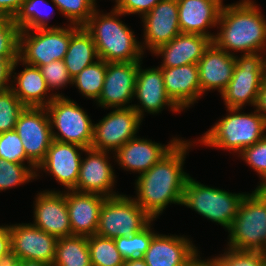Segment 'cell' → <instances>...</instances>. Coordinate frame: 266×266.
Segmentation results:
<instances>
[{"label":"cell","instance_id":"f35d334b","mask_svg":"<svg viewBox=\"0 0 266 266\" xmlns=\"http://www.w3.org/2000/svg\"><path fill=\"white\" fill-rule=\"evenodd\" d=\"M0 159L9 162L34 165L26 156L22 140L15 130L0 133Z\"/></svg>","mask_w":266,"mask_h":266},{"label":"cell","instance_id":"6da1fadb","mask_svg":"<svg viewBox=\"0 0 266 266\" xmlns=\"http://www.w3.org/2000/svg\"><path fill=\"white\" fill-rule=\"evenodd\" d=\"M192 142L195 144L181 138L167 155L135 180L137 197L133 199L152 219L158 218L169 203L181 205L190 176L183 165Z\"/></svg>","mask_w":266,"mask_h":266},{"label":"cell","instance_id":"bcb514c9","mask_svg":"<svg viewBox=\"0 0 266 266\" xmlns=\"http://www.w3.org/2000/svg\"><path fill=\"white\" fill-rule=\"evenodd\" d=\"M266 120V76L264 77L259 94L256 106L254 107Z\"/></svg>","mask_w":266,"mask_h":266},{"label":"cell","instance_id":"7c38bea8","mask_svg":"<svg viewBox=\"0 0 266 266\" xmlns=\"http://www.w3.org/2000/svg\"><path fill=\"white\" fill-rule=\"evenodd\" d=\"M140 115L131 108H116L94 124L91 148L114 153L136 137L142 123Z\"/></svg>","mask_w":266,"mask_h":266},{"label":"cell","instance_id":"e575fe53","mask_svg":"<svg viewBox=\"0 0 266 266\" xmlns=\"http://www.w3.org/2000/svg\"><path fill=\"white\" fill-rule=\"evenodd\" d=\"M70 25L83 27L97 9L96 0H51Z\"/></svg>","mask_w":266,"mask_h":266},{"label":"cell","instance_id":"52a82bcc","mask_svg":"<svg viewBox=\"0 0 266 266\" xmlns=\"http://www.w3.org/2000/svg\"><path fill=\"white\" fill-rule=\"evenodd\" d=\"M79 28L68 24L67 27L20 31L18 58L37 67L64 60L70 38Z\"/></svg>","mask_w":266,"mask_h":266},{"label":"cell","instance_id":"8fae6325","mask_svg":"<svg viewBox=\"0 0 266 266\" xmlns=\"http://www.w3.org/2000/svg\"><path fill=\"white\" fill-rule=\"evenodd\" d=\"M10 226L11 252L29 266H52L58 238L32 223Z\"/></svg>","mask_w":266,"mask_h":266},{"label":"cell","instance_id":"c3c4849f","mask_svg":"<svg viewBox=\"0 0 266 266\" xmlns=\"http://www.w3.org/2000/svg\"><path fill=\"white\" fill-rule=\"evenodd\" d=\"M123 266H147V265L143 257H137L125 260Z\"/></svg>","mask_w":266,"mask_h":266},{"label":"cell","instance_id":"8d00e7d4","mask_svg":"<svg viewBox=\"0 0 266 266\" xmlns=\"http://www.w3.org/2000/svg\"><path fill=\"white\" fill-rule=\"evenodd\" d=\"M223 254H219L210 260L216 266H262L266 260V253L261 251H249L226 248Z\"/></svg>","mask_w":266,"mask_h":266},{"label":"cell","instance_id":"7bdbcfd3","mask_svg":"<svg viewBox=\"0 0 266 266\" xmlns=\"http://www.w3.org/2000/svg\"><path fill=\"white\" fill-rule=\"evenodd\" d=\"M13 63L9 59L0 58V92L10 88Z\"/></svg>","mask_w":266,"mask_h":266},{"label":"cell","instance_id":"9a60e30c","mask_svg":"<svg viewBox=\"0 0 266 266\" xmlns=\"http://www.w3.org/2000/svg\"><path fill=\"white\" fill-rule=\"evenodd\" d=\"M86 158L82 157L79 170V178L76 186L72 189L82 193L99 194L104 197L119 195L113 191L115 187V170L108 161L109 152L86 148ZM109 158V159H108Z\"/></svg>","mask_w":266,"mask_h":266},{"label":"cell","instance_id":"e0dca14e","mask_svg":"<svg viewBox=\"0 0 266 266\" xmlns=\"http://www.w3.org/2000/svg\"><path fill=\"white\" fill-rule=\"evenodd\" d=\"M197 248L185 235L156 233L143 258L147 266H192L200 254Z\"/></svg>","mask_w":266,"mask_h":266},{"label":"cell","instance_id":"7a4b0ae2","mask_svg":"<svg viewBox=\"0 0 266 266\" xmlns=\"http://www.w3.org/2000/svg\"><path fill=\"white\" fill-rule=\"evenodd\" d=\"M259 9L253 0L223 4L217 24L220 31L212 42L231 55L266 53V18Z\"/></svg>","mask_w":266,"mask_h":266},{"label":"cell","instance_id":"5b68a950","mask_svg":"<svg viewBox=\"0 0 266 266\" xmlns=\"http://www.w3.org/2000/svg\"><path fill=\"white\" fill-rule=\"evenodd\" d=\"M228 233V248L266 253V197L257 188L243 197Z\"/></svg>","mask_w":266,"mask_h":266},{"label":"cell","instance_id":"4316f807","mask_svg":"<svg viewBox=\"0 0 266 266\" xmlns=\"http://www.w3.org/2000/svg\"><path fill=\"white\" fill-rule=\"evenodd\" d=\"M211 43V38L200 34L180 33L152 54L162 56L160 68L197 64Z\"/></svg>","mask_w":266,"mask_h":266},{"label":"cell","instance_id":"1f68e13d","mask_svg":"<svg viewBox=\"0 0 266 266\" xmlns=\"http://www.w3.org/2000/svg\"><path fill=\"white\" fill-rule=\"evenodd\" d=\"M87 239L91 266H123L125 260L117 250L114 239L96 234Z\"/></svg>","mask_w":266,"mask_h":266},{"label":"cell","instance_id":"d6a6232c","mask_svg":"<svg viewBox=\"0 0 266 266\" xmlns=\"http://www.w3.org/2000/svg\"><path fill=\"white\" fill-rule=\"evenodd\" d=\"M151 225L150 222L143 230L131 236H121L114 239L116 248L124 260L143 257L152 237L156 234Z\"/></svg>","mask_w":266,"mask_h":266},{"label":"cell","instance_id":"277c9868","mask_svg":"<svg viewBox=\"0 0 266 266\" xmlns=\"http://www.w3.org/2000/svg\"><path fill=\"white\" fill-rule=\"evenodd\" d=\"M228 115L219 119L197 140L201 145L236 152L252 146L266 136V120L255 109L240 112L242 108H228Z\"/></svg>","mask_w":266,"mask_h":266},{"label":"cell","instance_id":"603a6c76","mask_svg":"<svg viewBox=\"0 0 266 266\" xmlns=\"http://www.w3.org/2000/svg\"><path fill=\"white\" fill-rule=\"evenodd\" d=\"M106 197L82 193L75 190L65 191L68 216L72 236H92L97 232L100 208Z\"/></svg>","mask_w":266,"mask_h":266},{"label":"cell","instance_id":"2e32d148","mask_svg":"<svg viewBox=\"0 0 266 266\" xmlns=\"http://www.w3.org/2000/svg\"><path fill=\"white\" fill-rule=\"evenodd\" d=\"M144 41L141 44L151 53L161 45L169 43L181 33L177 0H161L142 17Z\"/></svg>","mask_w":266,"mask_h":266},{"label":"cell","instance_id":"8992f818","mask_svg":"<svg viewBox=\"0 0 266 266\" xmlns=\"http://www.w3.org/2000/svg\"><path fill=\"white\" fill-rule=\"evenodd\" d=\"M245 195L246 192L231 193L206 186L189 176L181 205L194 210L207 220L218 223L228 231Z\"/></svg>","mask_w":266,"mask_h":266},{"label":"cell","instance_id":"836d02e7","mask_svg":"<svg viewBox=\"0 0 266 266\" xmlns=\"http://www.w3.org/2000/svg\"><path fill=\"white\" fill-rule=\"evenodd\" d=\"M35 165H25L0 159V192L36 179Z\"/></svg>","mask_w":266,"mask_h":266},{"label":"cell","instance_id":"f6af8a7d","mask_svg":"<svg viewBox=\"0 0 266 266\" xmlns=\"http://www.w3.org/2000/svg\"><path fill=\"white\" fill-rule=\"evenodd\" d=\"M11 251L10 226H0V259Z\"/></svg>","mask_w":266,"mask_h":266},{"label":"cell","instance_id":"9c48e42d","mask_svg":"<svg viewBox=\"0 0 266 266\" xmlns=\"http://www.w3.org/2000/svg\"><path fill=\"white\" fill-rule=\"evenodd\" d=\"M153 221L132 196L106 197L100 208L96 235L111 239L131 236Z\"/></svg>","mask_w":266,"mask_h":266},{"label":"cell","instance_id":"ac0fdd59","mask_svg":"<svg viewBox=\"0 0 266 266\" xmlns=\"http://www.w3.org/2000/svg\"><path fill=\"white\" fill-rule=\"evenodd\" d=\"M85 149L77 144L53 140L44 160L36 169V178L39 176L37 172L41 169V171L43 170L54 176L55 180L66 190H72L79 178L82 161L81 153Z\"/></svg>","mask_w":266,"mask_h":266},{"label":"cell","instance_id":"cb8c5ba5","mask_svg":"<svg viewBox=\"0 0 266 266\" xmlns=\"http://www.w3.org/2000/svg\"><path fill=\"white\" fill-rule=\"evenodd\" d=\"M201 96L206 91L218 90L221 94L232 79L236 66L235 55L218 48L213 42L197 63Z\"/></svg>","mask_w":266,"mask_h":266},{"label":"cell","instance_id":"60d3db41","mask_svg":"<svg viewBox=\"0 0 266 266\" xmlns=\"http://www.w3.org/2000/svg\"><path fill=\"white\" fill-rule=\"evenodd\" d=\"M42 76L46 81V85L50 91L59 90L66 87L67 84L72 85V77L69 75L64 60H55L46 65L39 67Z\"/></svg>","mask_w":266,"mask_h":266},{"label":"cell","instance_id":"ffe728a7","mask_svg":"<svg viewBox=\"0 0 266 266\" xmlns=\"http://www.w3.org/2000/svg\"><path fill=\"white\" fill-rule=\"evenodd\" d=\"M34 202L33 225L57 238L72 236L65 190L42 191L36 195Z\"/></svg>","mask_w":266,"mask_h":266},{"label":"cell","instance_id":"3957f363","mask_svg":"<svg viewBox=\"0 0 266 266\" xmlns=\"http://www.w3.org/2000/svg\"><path fill=\"white\" fill-rule=\"evenodd\" d=\"M96 9L83 26L94 40L99 59L105 62L142 61L141 42L119 16L122 12L113 8L109 13Z\"/></svg>","mask_w":266,"mask_h":266},{"label":"cell","instance_id":"f5cc1de1","mask_svg":"<svg viewBox=\"0 0 266 266\" xmlns=\"http://www.w3.org/2000/svg\"><path fill=\"white\" fill-rule=\"evenodd\" d=\"M262 266H266V260L264 261V263L262 264Z\"/></svg>","mask_w":266,"mask_h":266},{"label":"cell","instance_id":"83f0119b","mask_svg":"<svg viewBox=\"0 0 266 266\" xmlns=\"http://www.w3.org/2000/svg\"><path fill=\"white\" fill-rule=\"evenodd\" d=\"M98 59L99 56L92 36L84 27H80L71 36L69 47L64 57V63L69 75L74 78L84 68Z\"/></svg>","mask_w":266,"mask_h":266},{"label":"cell","instance_id":"74e56055","mask_svg":"<svg viewBox=\"0 0 266 266\" xmlns=\"http://www.w3.org/2000/svg\"><path fill=\"white\" fill-rule=\"evenodd\" d=\"M25 107L11 88L0 92V133L15 129L18 116Z\"/></svg>","mask_w":266,"mask_h":266},{"label":"cell","instance_id":"44dd1931","mask_svg":"<svg viewBox=\"0 0 266 266\" xmlns=\"http://www.w3.org/2000/svg\"><path fill=\"white\" fill-rule=\"evenodd\" d=\"M134 137L121 146L115 153L120 168L126 171L143 174L148 171L154 164L167 155L181 140L178 137L172 138L170 143L162 145L152 140Z\"/></svg>","mask_w":266,"mask_h":266},{"label":"cell","instance_id":"ee69618b","mask_svg":"<svg viewBox=\"0 0 266 266\" xmlns=\"http://www.w3.org/2000/svg\"><path fill=\"white\" fill-rule=\"evenodd\" d=\"M24 0H0V16L14 18L20 11Z\"/></svg>","mask_w":266,"mask_h":266},{"label":"cell","instance_id":"ba28073f","mask_svg":"<svg viewBox=\"0 0 266 266\" xmlns=\"http://www.w3.org/2000/svg\"><path fill=\"white\" fill-rule=\"evenodd\" d=\"M69 97L56 96L45 108L53 140L91 148L94 124L87 112ZM56 129L57 131L55 132Z\"/></svg>","mask_w":266,"mask_h":266},{"label":"cell","instance_id":"d6986e66","mask_svg":"<svg viewBox=\"0 0 266 266\" xmlns=\"http://www.w3.org/2000/svg\"><path fill=\"white\" fill-rule=\"evenodd\" d=\"M142 61L138 65V73L134 97L140 105L132 104V108L143 119L145 113L159 114L167 106L172 112H181V109L171 100L165 90L162 71L156 68L142 69Z\"/></svg>","mask_w":266,"mask_h":266},{"label":"cell","instance_id":"ab89813d","mask_svg":"<svg viewBox=\"0 0 266 266\" xmlns=\"http://www.w3.org/2000/svg\"><path fill=\"white\" fill-rule=\"evenodd\" d=\"M238 156L259 174L261 182L256 188L266 186V136L252 146L244 148Z\"/></svg>","mask_w":266,"mask_h":266},{"label":"cell","instance_id":"681fc988","mask_svg":"<svg viewBox=\"0 0 266 266\" xmlns=\"http://www.w3.org/2000/svg\"><path fill=\"white\" fill-rule=\"evenodd\" d=\"M200 258V259H199ZM195 264L197 266H216L209 258L208 259H203L201 260L200 255L198 256V258L195 261Z\"/></svg>","mask_w":266,"mask_h":266},{"label":"cell","instance_id":"7402d4cb","mask_svg":"<svg viewBox=\"0 0 266 266\" xmlns=\"http://www.w3.org/2000/svg\"><path fill=\"white\" fill-rule=\"evenodd\" d=\"M181 33L200 34L211 38L209 29L218 26L223 0H177Z\"/></svg>","mask_w":266,"mask_h":266},{"label":"cell","instance_id":"7dc6e473","mask_svg":"<svg viewBox=\"0 0 266 266\" xmlns=\"http://www.w3.org/2000/svg\"><path fill=\"white\" fill-rule=\"evenodd\" d=\"M0 266H29L25 262L19 260V258L11 251L3 255L0 259Z\"/></svg>","mask_w":266,"mask_h":266},{"label":"cell","instance_id":"30bf717a","mask_svg":"<svg viewBox=\"0 0 266 266\" xmlns=\"http://www.w3.org/2000/svg\"><path fill=\"white\" fill-rule=\"evenodd\" d=\"M265 53L235 55L236 66L232 79L220 94L226 108H242L247 105L256 106L259 90L266 76ZM245 105V106H244Z\"/></svg>","mask_w":266,"mask_h":266},{"label":"cell","instance_id":"484cf974","mask_svg":"<svg viewBox=\"0 0 266 266\" xmlns=\"http://www.w3.org/2000/svg\"><path fill=\"white\" fill-rule=\"evenodd\" d=\"M165 90L171 100L181 109H188L201 97L197 64L161 68Z\"/></svg>","mask_w":266,"mask_h":266},{"label":"cell","instance_id":"4dcf8cb0","mask_svg":"<svg viewBox=\"0 0 266 266\" xmlns=\"http://www.w3.org/2000/svg\"><path fill=\"white\" fill-rule=\"evenodd\" d=\"M106 74V62L98 59L72 78V85L78 88L85 98L97 101L102 92Z\"/></svg>","mask_w":266,"mask_h":266},{"label":"cell","instance_id":"f907efd6","mask_svg":"<svg viewBox=\"0 0 266 266\" xmlns=\"http://www.w3.org/2000/svg\"><path fill=\"white\" fill-rule=\"evenodd\" d=\"M266 197V186L257 188Z\"/></svg>","mask_w":266,"mask_h":266},{"label":"cell","instance_id":"4fadbf2b","mask_svg":"<svg viewBox=\"0 0 266 266\" xmlns=\"http://www.w3.org/2000/svg\"><path fill=\"white\" fill-rule=\"evenodd\" d=\"M27 158L36 166L44 160L53 141L49 116L45 107H25L15 125Z\"/></svg>","mask_w":266,"mask_h":266},{"label":"cell","instance_id":"816d5d0a","mask_svg":"<svg viewBox=\"0 0 266 266\" xmlns=\"http://www.w3.org/2000/svg\"><path fill=\"white\" fill-rule=\"evenodd\" d=\"M116 4L114 5V8L117 7L121 2L122 0H115Z\"/></svg>","mask_w":266,"mask_h":266},{"label":"cell","instance_id":"5bb4252c","mask_svg":"<svg viewBox=\"0 0 266 266\" xmlns=\"http://www.w3.org/2000/svg\"><path fill=\"white\" fill-rule=\"evenodd\" d=\"M140 62H106L102 92L96 101L99 107L104 109L132 107L130 103L132 99H135V86Z\"/></svg>","mask_w":266,"mask_h":266},{"label":"cell","instance_id":"f546056e","mask_svg":"<svg viewBox=\"0 0 266 266\" xmlns=\"http://www.w3.org/2000/svg\"><path fill=\"white\" fill-rule=\"evenodd\" d=\"M49 6L47 0H24L20 11L14 17V22L20 31L59 28L60 26L48 25L49 12L53 11L51 8L48 10Z\"/></svg>","mask_w":266,"mask_h":266},{"label":"cell","instance_id":"b9f144b4","mask_svg":"<svg viewBox=\"0 0 266 266\" xmlns=\"http://www.w3.org/2000/svg\"><path fill=\"white\" fill-rule=\"evenodd\" d=\"M161 0H122V2L115 7L124 15L138 14L142 18Z\"/></svg>","mask_w":266,"mask_h":266},{"label":"cell","instance_id":"d590c367","mask_svg":"<svg viewBox=\"0 0 266 266\" xmlns=\"http://www.w3.org/2000/svg\"><path fill=\"white\" fill-rule=\"evenodd\" d=\"M19 32L14 18L0 16V58L9 59L13 64L18 59Z\"/></svg>","mask_w":266,"mask_h":266},{"label":"cell","instance_id":"f1b7e54d","mask_svg":"<svg viewBox=\"0 0 266 266\" xmlns=\"http://www.w3.org/2000/svg\"><path fill=\"white\" fill-rule=\"evenodd\" d=\"M52 266H91L87 236L58 238Z\"/></svg>","mask_w":266,"mask_h":266},{"label":"cell","instance_id":"d4e9b609","mask_svg":"<svg viewBox=\"0 0 266 266\" xmlns=\"http://www.w3.org/2000/svg\"><path fill=\"white\" fill-rule=\"evenodd\" d=\"M19 63H21V60L18 58L12 66L11 78L13 79H11L10 88L26 107H46L56 96L64 95L50 92L37 66L22 62L21 65L25 66L24 70L20 73H14Z\"/></svg>","mask_w":266,"mask_h":266}]
</instances>
